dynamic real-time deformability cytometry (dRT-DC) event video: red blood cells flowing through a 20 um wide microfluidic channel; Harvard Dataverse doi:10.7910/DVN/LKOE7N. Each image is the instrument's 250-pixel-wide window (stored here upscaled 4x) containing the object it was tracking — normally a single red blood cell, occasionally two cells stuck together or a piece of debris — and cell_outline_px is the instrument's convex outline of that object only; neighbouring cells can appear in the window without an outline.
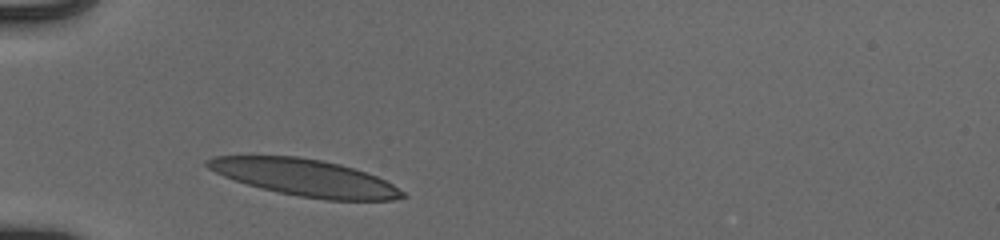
{"species": "human", "species_latin": "Homo sapiens", "temperature_condition": "cold", "stored_images_in_passage": 29, "camera_frame_rate_fps": 3000, "um_per_image_px": 0.085, "donor": {"sex": "male"}, "frame": {"image": 1, "passage_image": 1, "time_ms": 0.0, "image_size_px": [1000, 240], "cell_outline_px": [[408, 196], [392, 200], [324, 200], [300, 196], [280, 192], [248, 184], [224, 176], [208, 168], [204, 164], [204, 160], [216, 156], [300, 156], [340, 164], [376, 176], [392, 184], [404, 192]], "centroid_in_image_um": [25.93, 15.09], "position_along_channel_um": 59.1, "area_um2": 41.33}}
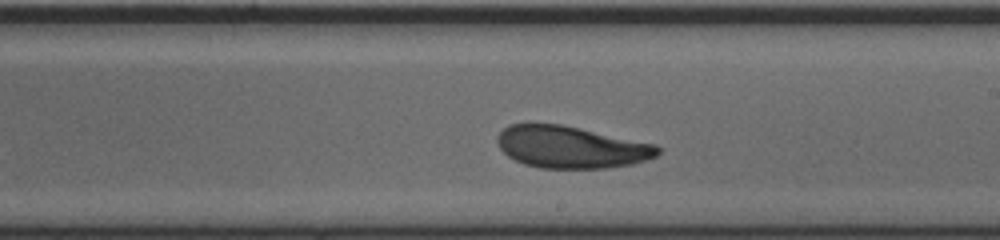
{"frame": {"image": 2, "passage_image": 16, "time_ms": 5.0, "image_size_px": [1000, 240], "cell_outline_px": [[660, 152], [656, 156], [632, 164], [604, 168], [540, 168], [524, 164], [508, 156], [500, 148], [496, 140], [496, 136], [508, 124], [560, 124], [656, 144], [660, 148]], "centroid_in_image_um": [48.52, 12.5], "position_along_channel_um": 240.5, "area_um2": 39.07}}
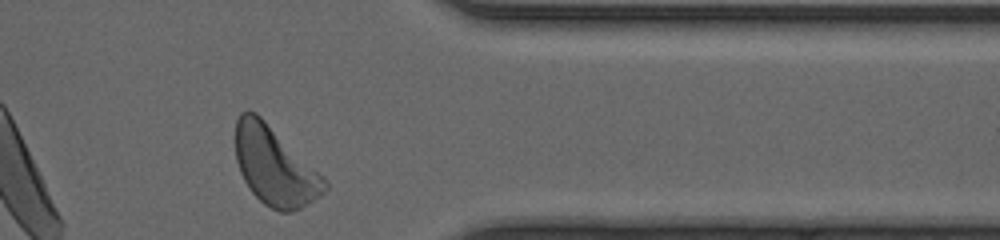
{"frame": {"image": 3, "passage_image": 28, "time_ms": 9.0, "image_size_px": [1000, 240], "cell_outline_px": [[328, 188], [320, 196], [300, 208], [292, 212], [280, 212], [264, 204], [252, 192], [244, 180], [240, 172], [236, 160], [236, 120], [240, 112], [256, 112], [324, 176], [328, 184]], "centroid_in_image_um": [23.36, 14.14], "position_along_channel_um": 388.0, "area_um2": 40.4}, "authors_computed_cell_mechanics": {"area_um2": 39.5352, "velocity_mm_per_s": 3.8857, "shape_relaxation_time_tau1_ms": 3.53, "shape_relaxation_time_tau2_ms": 2.078, "deformation_change_tau1": 0.1696, "deformation_change_tau2": 0.096}}